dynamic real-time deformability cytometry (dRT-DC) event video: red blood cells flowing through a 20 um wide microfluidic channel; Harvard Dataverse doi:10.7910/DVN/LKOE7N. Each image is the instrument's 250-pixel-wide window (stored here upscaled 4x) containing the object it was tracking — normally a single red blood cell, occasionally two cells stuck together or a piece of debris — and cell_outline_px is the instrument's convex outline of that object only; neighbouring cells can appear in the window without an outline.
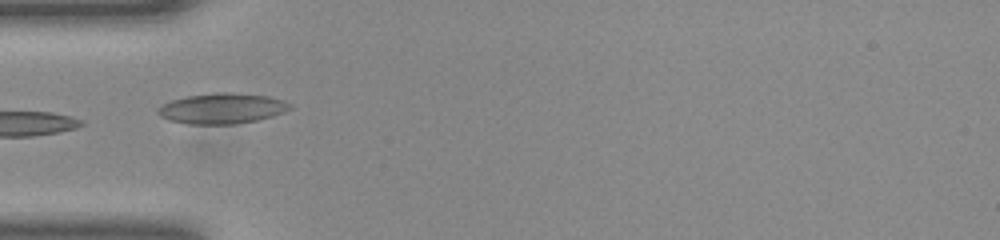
{"species": "common noctule bat (a hibernating species)", "species_latin": "Nyctalus noctula", "temperature_condition": "room temperature", "stored_images_in_passage": 35, "camera_frame_rate_fps": 3000, "um_per_image_px": 0.085, "animal": {"sex": "female", "body_mass_g": 23.0, "forearm_length_mm": 53.4}, "frame": {"image": 1, "passage_image": 1, "time_ms": 0.0, "image_size_px": [1000, 240], "cell_outline_px": [[292, 108], [284, 112], [272, 116], [256, 120], [236, 124], [188, 124], [168, 120], [160, 116], [156, 112], [164, 104], [172, 100], [188, 96], [220, 92], [232, 92], [268, 96], [284, 100], [292, 104]], "centroid_in_image_um": [18.91, 9.22], "position_along_channel_um": 66.1, "area_um2": 23.41}, "authors_computed_cell_mechanics": {"area_um2": 16.5886, "velocity_mm_per_s": 4.0353, "shape_relaxation_time_tau1_ms": 9.5474, "shape_relaxation_time_tau2_ms": 5.1916, "deformation_change_tau1": 0.2704, "deformation_change_tau2": 0.116}}